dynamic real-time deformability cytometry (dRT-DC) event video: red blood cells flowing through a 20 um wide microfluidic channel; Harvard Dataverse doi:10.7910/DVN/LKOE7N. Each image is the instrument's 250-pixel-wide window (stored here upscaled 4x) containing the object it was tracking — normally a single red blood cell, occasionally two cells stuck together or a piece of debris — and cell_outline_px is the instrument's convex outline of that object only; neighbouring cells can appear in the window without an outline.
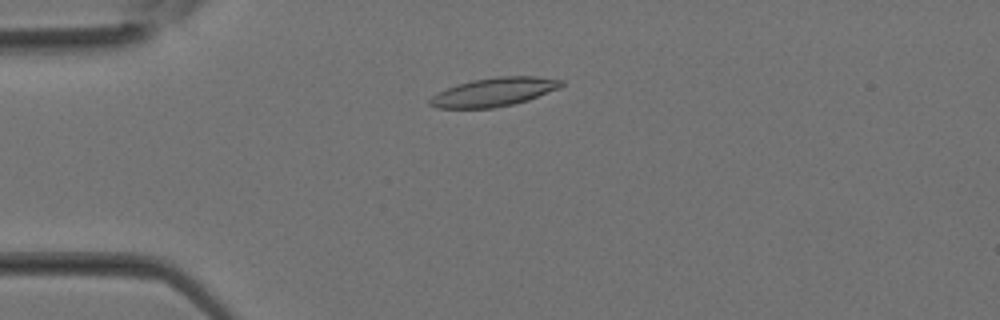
{"species": "Egyptian fruit bat (a non-hibernating species)", "species_latin": "Rousettus aegyptiacus", "temperature_condition": "room temperature", "stored_images_in_passage": 30, "camera_frame_rate_fps": 3000, "um_per_image_px": 0.085, "animal": {"sex": "female"}, "frame": {"image": 1, "passage_image": 6, "time_ms": 1.667, "image_size_px": [1000, 320], "cell_outline_px": [[564, 84], [560, 88], [528, 100], [512, 104], [492, 108], [436, 108], [428, 104], [428, 100], [432, 96], [448, 88], [472, 80], [496, 76], [536, 76], [564, 80]], "centroid_in_image_um": [42.02, 7.82], "position_along_channel_um": 43.0, "area_um2": 21.85}}
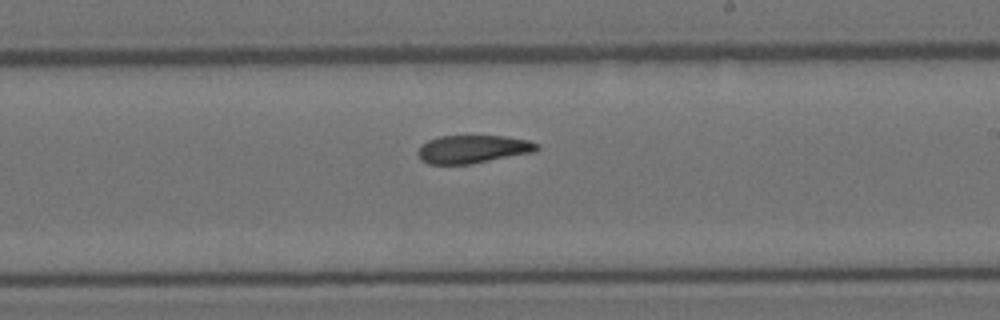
{"frame": {"image": 2, "passage_image": 17, "time_ms": 5.333, "image_size_px": [1000, 320], "cell_outline_px": [[540, 148], [536, 152], [468, 164], [428, 164], [420, 160], [416, 152], [428, 140], [440, 136], [504, 136], [528, 140], [540, 144]], "centroid_in_image_um": [40.22, 12.68], "position_along_channel_um": 248.8, "area_um2": 19.48}}
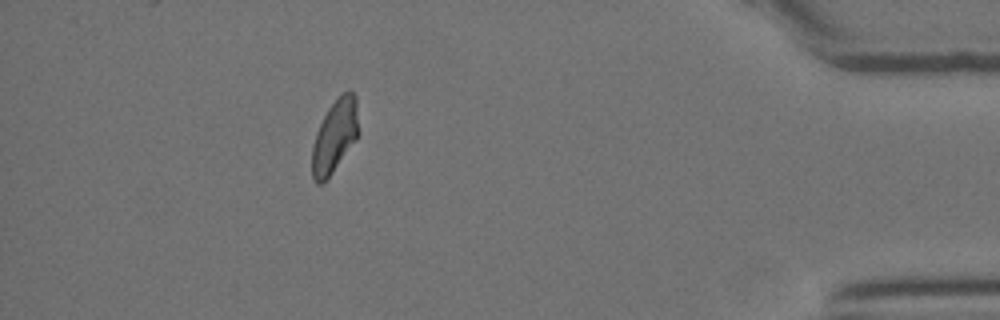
{"frame": {"image": 3, "passage_image": 27, "time_ms": 8.667, "image_size_px": [1000, 320], "cell_outline_px": [[360, 132], [356, 140], [332, 172], [320, 184], [316, 184], [312, 176], [312, 144], [316, 132], [328, 108], [348, 88], [356, 96]], "centroid_in_image_um": [28.47, 11.54], "position_along_channel_um": 406.7, "area_um2": 19.77}}